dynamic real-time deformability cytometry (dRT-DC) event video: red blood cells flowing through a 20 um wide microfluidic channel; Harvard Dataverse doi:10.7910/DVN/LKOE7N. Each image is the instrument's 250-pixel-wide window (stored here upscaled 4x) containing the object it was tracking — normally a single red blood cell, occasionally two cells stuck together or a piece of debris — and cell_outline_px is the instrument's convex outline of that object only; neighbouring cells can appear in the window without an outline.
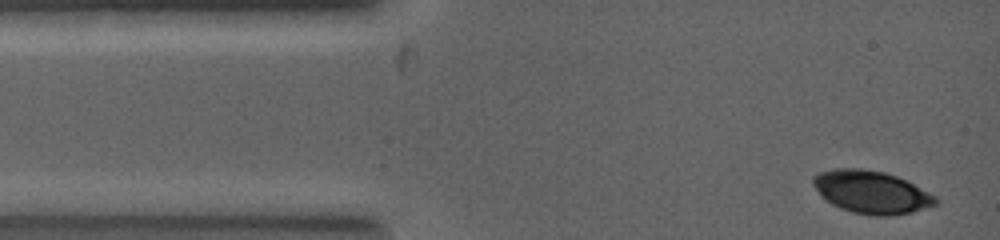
{"species": "common noctule bat (a hibernating species)", "species_latin": "Nyctalus noctula", "temperature_condition": "warm", "stored_images_in_passage": 4, "camera_frame_rate_fps": 5000, "um_per_image_px": 0.085, "animal": {"sex": "female", "body_mass_g": 19.0, "forearm_length_mm": 53.3}, "frame": {"image": 1, "passage_image": 1, "time_ms": 0.0, "image_size_px": [1000, 240], "cell_outline_px": [[940, 200], [936, 204], [912, 212], [892, 216], [872, 216], [852, 212], [840, 208], [832, 204], [820, 196], [812, 184], [812, 176], [820, 172], [836, 168], [860, 168], [884, 172], [896, 176], [936, 196]], "centroid_in_image_um": [74.03, 16.33], "position_along_channel_um": 11.0, "area_um2": 30.52}}
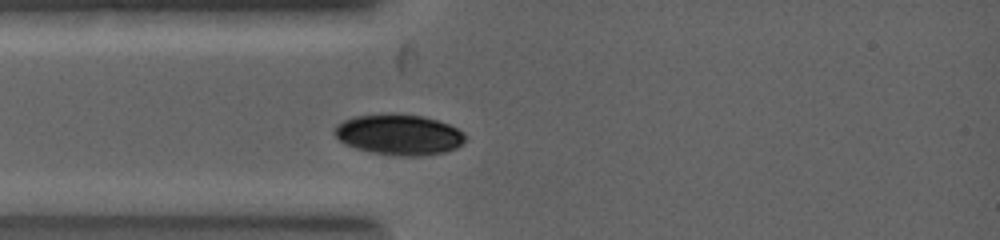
{"frame": {"image": 2, "passage_image": 4, "time_ms": 1.6, "image_size_px": [1000, 240], "cell_outline_px": [[464, 140], [456, 148], [444, 152], [420, 156], [400, 156], [372, 152], [356, 148], [344, 144], [332, 132], [332, 128], [336, 124], [352, 116], [424, 116], [448, 124], [464, 132]], "centroid_in_image_um": [33.88, 11.48], "position_along_channel_um": 51.1, "area_um2": 30.23}}